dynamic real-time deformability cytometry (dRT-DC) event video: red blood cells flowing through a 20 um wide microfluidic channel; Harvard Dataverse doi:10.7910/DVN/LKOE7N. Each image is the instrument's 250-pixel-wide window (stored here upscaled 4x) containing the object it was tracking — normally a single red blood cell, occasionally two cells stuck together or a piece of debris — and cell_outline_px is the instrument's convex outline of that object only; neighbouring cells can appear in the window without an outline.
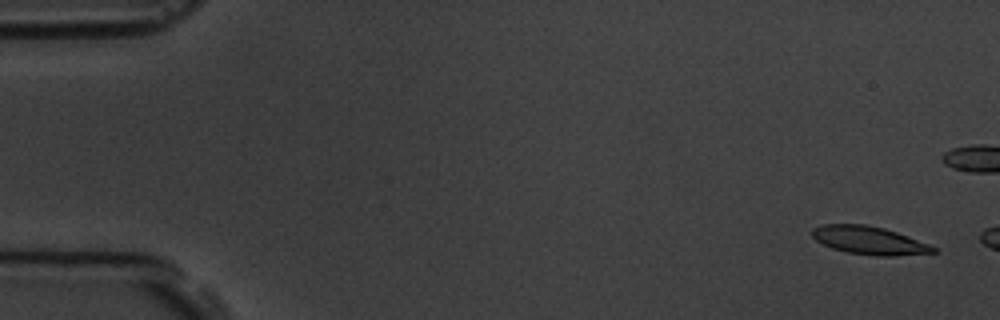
{"species": "common noctule bat (a hibernating species)", "species_latin": "Nyctalus noctula", "temperature_condition": "room temperature", "stored_images_in_passage": 3, "camera_frame_rate_fps": 3000, "um_per_image_px": 0.085, "animal": {"sex": "male", "body_mass_g": 19.5, "forearm_length_mm": 54.6}, "frame": {"image": 1, "passage_image": 1, "time_ms": 0.0, "image_size_px": [1000, 320], "cell_outline_px": [[936, 252], [892, 256], [876, 256], [848, 252], [832, 248], [816, 240], [812, 236], [812, 228], [824, 224], [864, 224], [884, 228], [908, 236], [928, 244], [936, 248]], "centroid_in_image_um": [73.86, 20.43], "position_along_channel_um": 11.1, "area_um2": 19.59}}